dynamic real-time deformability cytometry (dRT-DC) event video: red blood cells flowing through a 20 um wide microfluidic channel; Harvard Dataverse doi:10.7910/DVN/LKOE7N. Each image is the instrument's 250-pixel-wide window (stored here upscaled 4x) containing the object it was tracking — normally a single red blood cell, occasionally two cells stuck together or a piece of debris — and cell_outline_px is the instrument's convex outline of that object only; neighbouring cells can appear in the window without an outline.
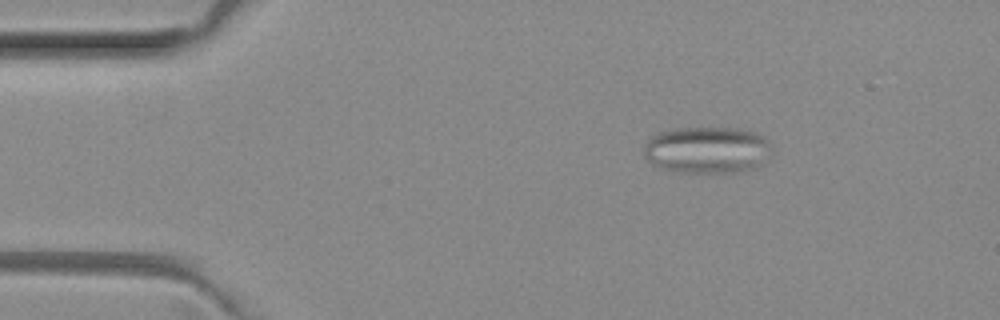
{"species": "common noctule bat (a hibernating species)", "species_latin": "Nyctalus noctula", "temperature_condition": "room temperature", "stored_images_in_passage": 3, "camera_frame_rate_fps": 3000, "um_per_image_px": 0.085, "animal": {"sex": "female", "body_mass_g": 29.2, "forearm_length_mm": 56.3}, "frame": {"image": 1, "passage_image": 1, "time_ms": 0.0, "image_size_px": [1000, 320], "cell_outline_px": [[772, 156], [760, 164], [752, 168], [732, 172], [676, 172], [652, 164], [644, 156], [644, 148], [648, 140], [652, 136], [660, 132], [680, 128], [736, 128], [756, 132], [764, 136], [768, 140], [772, 148]], "centroid_in_image_um": [60.15, 12.74], "position_along_channel_um": 24.9, "area_um2": 34.85}}
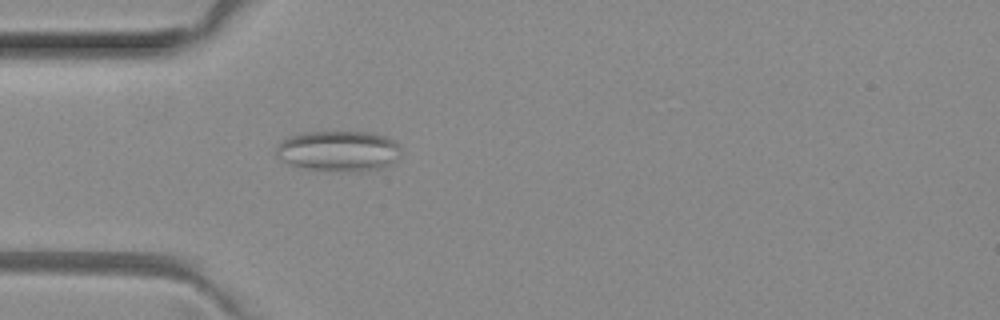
{"frame": {"image": 2, "passage_image": 3, "time_ms": 0.667, "image_size_px": [1000, 320], "cell_outline_px": [[400, 156], [384, 168], [360, 172], [308, 168], [292, 164], [284, 160], [276, 152], [276, 148], [288, 136], [304, 132], [372, 132], [384, 136], [400, 144]], "centroid_in_image_um": [28.86, 12.82], "position_along_channel_um": 56.1, "area_um2": 29.19}}